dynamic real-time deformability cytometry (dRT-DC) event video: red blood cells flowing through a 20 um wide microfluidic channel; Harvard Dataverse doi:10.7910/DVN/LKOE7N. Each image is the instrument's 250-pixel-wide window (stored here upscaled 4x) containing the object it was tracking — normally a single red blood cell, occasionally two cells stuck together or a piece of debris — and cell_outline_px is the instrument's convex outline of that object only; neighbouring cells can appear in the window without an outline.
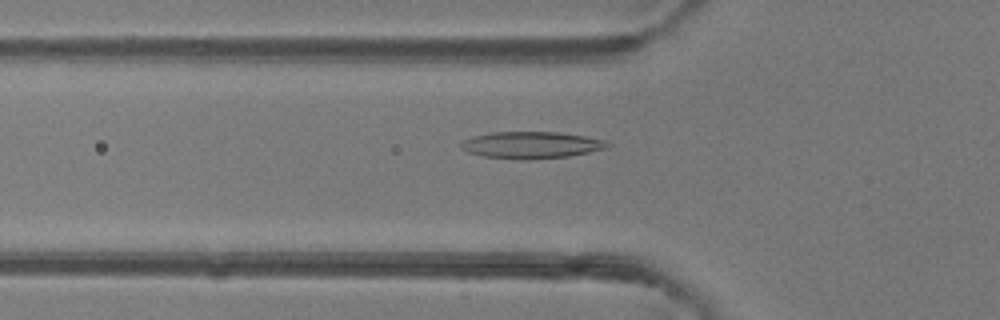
{"species": "common noctule bat (a hibernating species)", "species_latin": "Nyctalus noctula", "temperature_condition": "room temperature", "stored_images_in_passage": 44, "camera_frame_rate_fps": 3000, "um_per_image_px": 0.085, "animal": {"sex": "female"}, "frame": {"image": 1, "passage_image": 12, "time_ms": 3.667, "image_size_px": [1000, 320], "cell_outline_px": [[612, 144], [608, 148], [568, 156], [484, 156], [468, 152], [460, 148], [460, 144], [464, 140], [472, 136], [492, 132], [556, 132], [584, 136], [604, 140]], "centroid_in_image_um": [45.18, 12.26], "position_along_channel_um": 80.6, "area_um2": 21.56}}
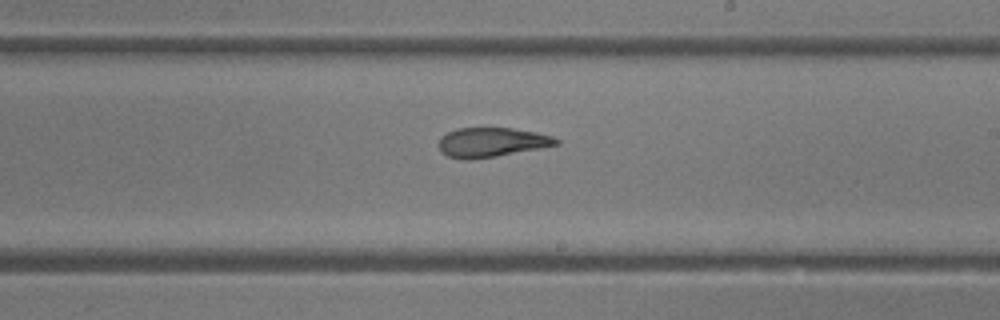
{"frame": {"image": 2, "passage_image": 24, "time_ms": 7.667, "image_size_px": [1000, 320], "cell_outline_px": [[560, 144], [540, 148], [496, 156], [468, 160], [464, 160], [448, 156], [440, 152], [440, 136], [456, 128], [512, 128], [536, 132], [552, 136], [560, 140]], "centroid_in_image_um": [41.78, 12.09], "position_along_channel_um": 247.2, "area_um2": 20.11}}
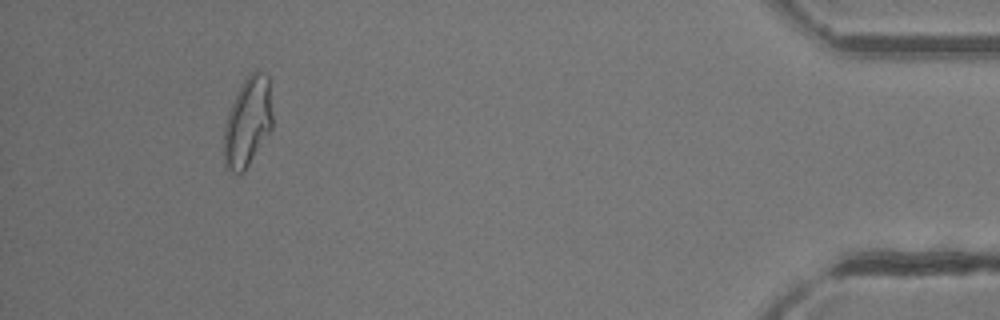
{"frame": {"image": 3, "passage_image": 41, "time_ms": 13.333, "image_size_px": [1000, 320], "cell_outline_px": [[272, 128], [244, 172], [240, 176], [228, 172], [224, 164], [224, 124], [228, 112], [236, 92], [240, 84], [256, 68], [268, 76], [272, 112]], "centroid_in_image_um": [21.03, 10.4], "position_along_channel_um": 414.2, "area_um2": 25.72}, "authors_computed_cell_mechanics": {"area_um2": 21.7328, "velocity_mm_per_s": 4.1502, "shape_relaxation_time_tau1_ms": 8.3566, "shape_relaxation_time_tau2_ms": 1.3905, "deformation_change_tau1": 0.2802, "deformation_change_tau2": 0.0878}}